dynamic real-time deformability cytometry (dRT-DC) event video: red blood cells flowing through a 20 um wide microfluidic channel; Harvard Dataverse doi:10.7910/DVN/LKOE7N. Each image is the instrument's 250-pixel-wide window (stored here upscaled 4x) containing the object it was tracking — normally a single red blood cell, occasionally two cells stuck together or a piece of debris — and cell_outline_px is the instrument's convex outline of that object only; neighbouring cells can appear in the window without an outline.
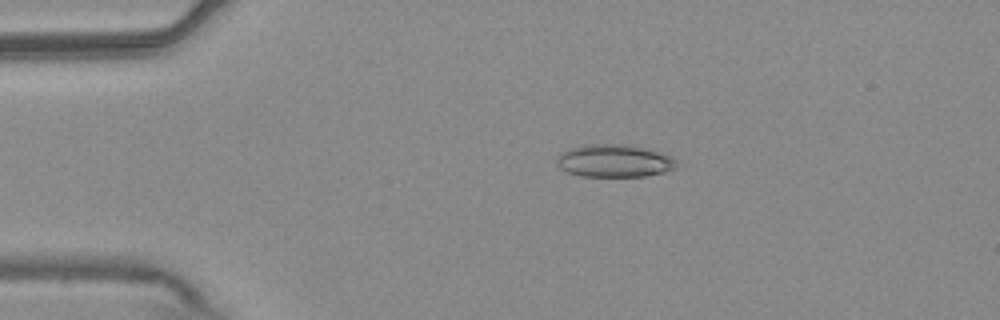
{"species": "common noctule bat (a hibernating species)", "species_latin": "Nyctalus noctula", "temperature_condition": "warm", "stored_images_in_passage": 54, "camera_frame_rate_fps": 3000, "um_per_image_px": 0.085, "animal": {"sex": "male", "body_mass_g": 20.4}, "frame": {"image": 1, "passage_image": 11, "time_ms": 3.333, "image_size_px": [1000, 320], "cell_outline_px": [[676, 168], [664, 172], [644, 176], [580, 176], [568, 172], [560, 168], [556, 164], [556, 156], [560, 152], [584, 144], [624, 144], [644, 148], [668, 156], [676, 160]], "centroid_in_image_um": [52.14, 13.67], "position_along_channel_um": 32.9, "area_um2": 22.66}}
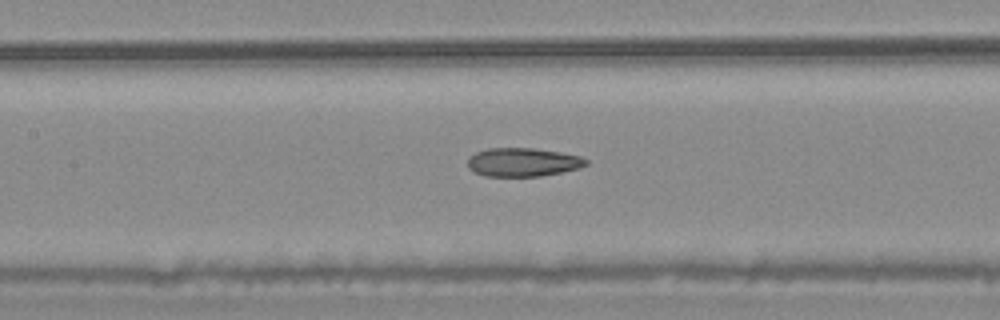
{"frame": {"image": 2, "passage_image": 25, "time_ms": 8.0, "image_size_px": [1000, 320], "cell_outline_px": [[588, 164], [580, 168], [540, 176], [484, 176], [468, 168], [468, 156], [476, 152], [488, 148], [532, 148], [560, 152], [580, 156], [588, 160]], "centroid_in_image_um": [44.44, 13.78], "position_along_channel_um": 163.0, "area_um2": 19.71}}
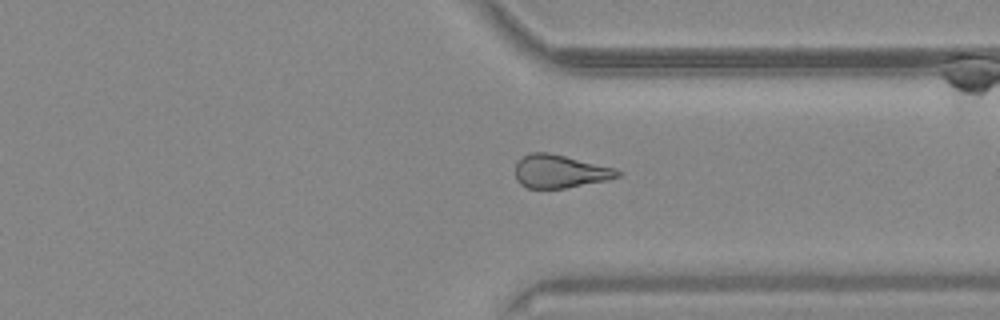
{"frame": {"image": 3, "passage_image": 41, "time_ms": 13.333, "image_size_px": [1000, 320], "cell_outline_px": [[624, 172], [620, 176], [608, 180], [564, 188], [528, 188], [520, 184], [516, 180], [516, 164], [528, 152], [548, 152], [616, 168]], "centroid_in_image_um": [47.62, 14.56], "position_along_channel_um": 363.8, "area_um2": 19.77}, "authors_computed_cell_mechanics": {"area_um2": 20.8947, "velocity_mm_per_s": 3.76, "shape_relaxation_time_tau1_ms": null, "shape_relaxation_time_tau2_ms": 5.2612, "deformation_change_tau1": null, "deformation_change_tau2": 0.1588}}